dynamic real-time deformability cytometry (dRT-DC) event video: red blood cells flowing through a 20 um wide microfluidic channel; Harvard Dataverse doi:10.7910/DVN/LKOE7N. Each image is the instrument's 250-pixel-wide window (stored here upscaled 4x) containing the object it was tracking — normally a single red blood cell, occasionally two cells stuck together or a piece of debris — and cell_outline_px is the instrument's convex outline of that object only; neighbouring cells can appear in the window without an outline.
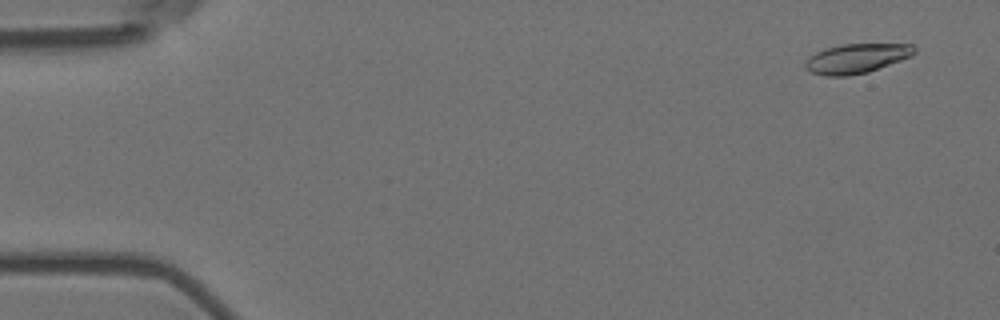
{"species": "Egyptian fruit bat (a non-hibernating species)", "species_latin": "Rousettus aegyptiacus", "temperature_condition": "room temperature", "stored_images_in_passage": 6, "camera_frame_rate_fps": 3000, "um_per_image_px": 0.085, "animal": {"sex": "female"}, "frame": {"image": 1, "passage_image": 1, "time_ms": 0.0, "image_size_px": [1000, 320], "cell_outline_px": [[916, 52], [912, 56], [868, 72], [848, 76], [828, 76], [812, 72], [804, 64], [808, 56], [824, 48], [840, 44], [912, 44], [916, 48]], "centroid_in_image_um": [72.82, 4.95], "position_along_channel_um": 12.2, "area_um2": 18.79}}
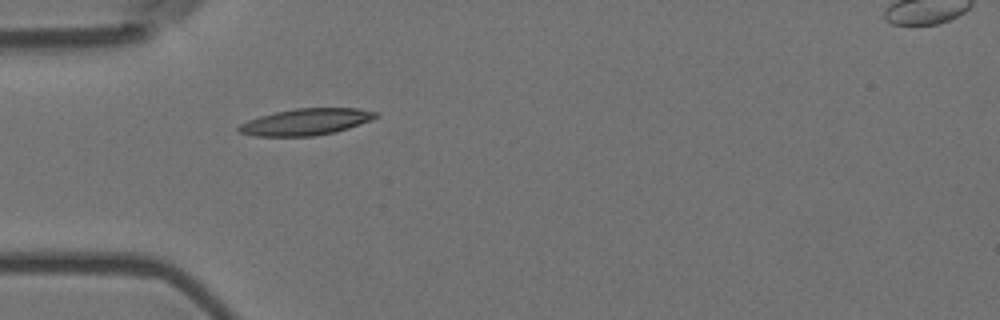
{"frame": {"image": 2, "passage_image": 5, "time_ms": 1.333, "image_size_px": [1000, 320], "cell_outline_px": [[376, 116], [372, 120], [336, 132], [316, 136], [256, 136], [240, 132], [236, 128], [240, 124], [248, 120], [260, 116], [276, 112], [296, 108], [356, 108], [376, 112]], "centroid_in_image_um": [25.99, 10.36], "position_along_channel_um": 59.0, "area_um2": 21.04}}